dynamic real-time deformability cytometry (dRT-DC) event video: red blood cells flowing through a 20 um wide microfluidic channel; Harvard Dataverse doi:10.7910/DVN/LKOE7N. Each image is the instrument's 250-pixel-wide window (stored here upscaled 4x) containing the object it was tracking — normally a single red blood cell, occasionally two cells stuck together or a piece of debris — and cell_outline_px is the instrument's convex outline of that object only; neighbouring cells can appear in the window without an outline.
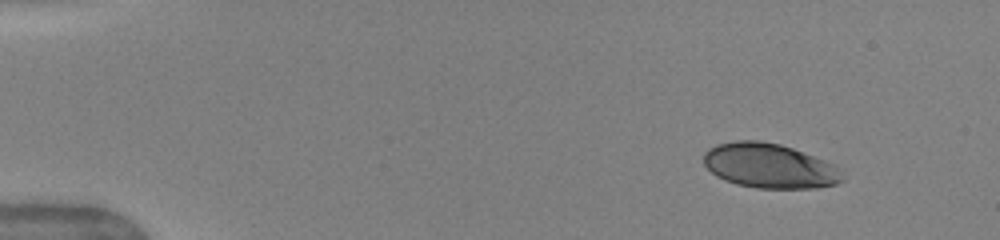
{"species": "human", "species_latin": "Homo sapiens", "temperature_condition": "warm", "stored_images_in_passage": 46, "camera_frame_rate_fps": 3000, "um_per_image_px": 0.085, "donor": {"sex": "female"}, "frame": {"image": 1, "passage_image": 1, "time_ms": 0.0, "image_size_px": [1000, 240], "cell_outline_px": [[844, 180], [836, 184], [816, 188], [756, 188], [736, 184], [724, 180], [716, 176], [704, 164], [704, 152], [708, 148], [716, 144], [736, 140], [760, 140], [780, 144], [792, 148], [836, 164]], "centroid_in_image_um": [65.39, 14.09], "position_along_channel_um": 19.6, "area_um2": 36.3}}
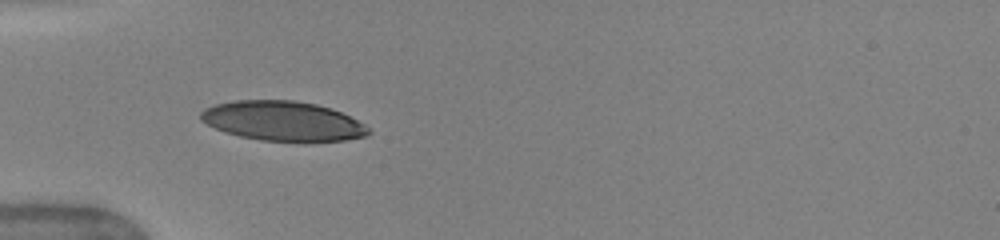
{"frame": {"image": 2, "passage_image": 12, "time_ms": 3.667, "image_size_px": [1000, 240], "cell_outline_px": [[372, 132], [364, 136], [344, 140], [260, 140], [240, 136], [224, 132], [200, 120], [200, 112], [204, 108], [216, 104], [236, 100], [292, 100], [316, 104], [332, 108], [372, 128]], "centroid_in_image_um": [24.02, 10.27], "position_along_channel_um": 61.0, "area_um2": 38.32}}
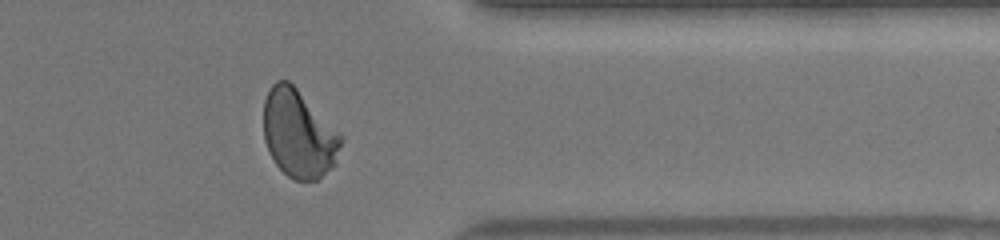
{"frame": {"image": 3, "passage_image": 37, "time_ms": 12.0, "image_size_px": [1000, 240], "cell_outline_px": [[344, 140], [336, 164], [316, 180], [296, 180], [288, 176], [276, 164], [264, 140], [264, 100], [272, 84], [276, 80], [288, 80], [344, 136]], "centroid_in_image_um": [25.42, 11.37], "position_along_channel_um": 386.0, "area_um2": 39.54}, "authors_computed_cell_mechanics": {"area_um2": 39.2173, "velocity_mm_per_s": 4.0557, "shape_relaxation_time_tau1_ms": 4.3383, "shape_relaxation_time_tau2_ms": 0.7204, "deformation_change_tau1": 0.1799, "deformation_change_tau2": 0.0645}}